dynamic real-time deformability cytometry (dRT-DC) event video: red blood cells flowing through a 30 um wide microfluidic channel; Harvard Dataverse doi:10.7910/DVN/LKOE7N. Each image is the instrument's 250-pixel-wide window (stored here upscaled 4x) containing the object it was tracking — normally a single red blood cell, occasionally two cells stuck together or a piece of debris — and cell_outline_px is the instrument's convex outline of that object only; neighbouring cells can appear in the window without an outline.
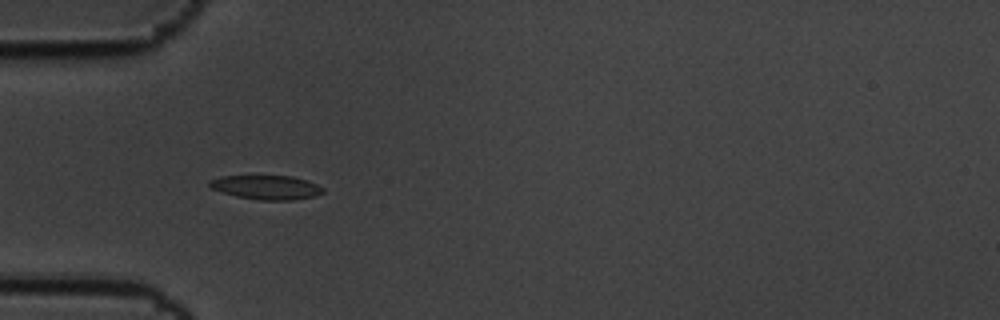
{"species": "common noctule bat (a hibernating species)", "species_latin": "Nyctalus noctula", "temperature_condition": "cold", "stored_images_in_passage": 41, "camera_frame_rate_fps": 3000, "um_per_image_px": 0.085, "animal": {"sex": "male", "body_mass_g": 19.5, "forearm_length_mm": 54.6}, "frame": {"image": 1, "passage_image": 1, "time_ms": 0.0, "image_size_px": [1000, 320], "cell_outline_px": [[324, 192], [316, 196], [292, 200], [260, 200], [236, 196], [212, 188], [208, 184], [208, 180], [220, 176], [292, 176], [316, 184], [324, 188]], "centroid_in_image_um": [22.65, 15.92], "position_along_channel_um": 62.4, "area_um2": 15.84}}
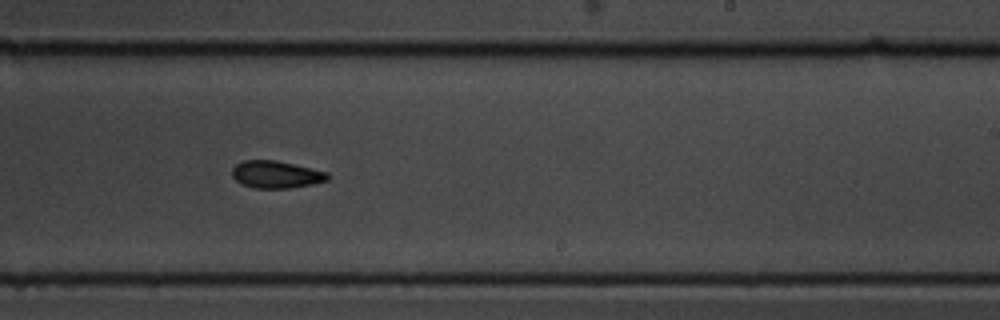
{"frame": {"image": 2, "passage_image": 19, "time_ms": 6.0, "image_size_px": [1000, 320], "cell_outline_px": [[328, 180], [312, 184], [288, 188], [252, 188], [236, 180], [232, 176], [232, 168], [236, 164], [244, 160], [276, 160], [328, 172]], "centroid_in_image_um": [23.45, 14.82], "position_along_channel_um": 265.5, "area_um2": 15.09}}
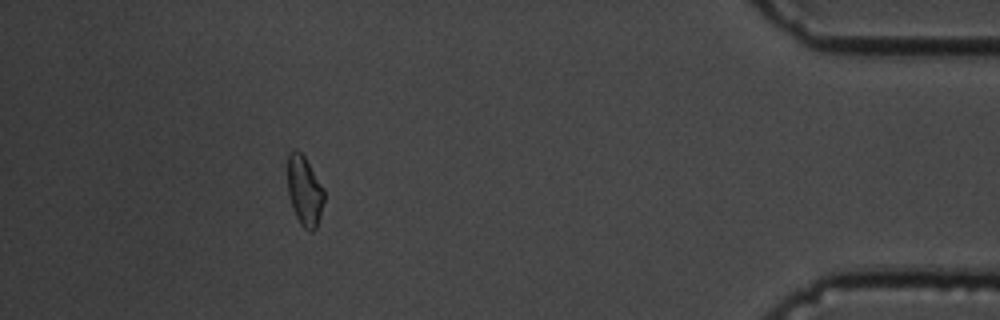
{"frame": {"image": 3, "passage_image": 36, "time_ms": 11.667, "image_size_px": [1000, 320], "cell_outline_px": [[324, 200], [320, 216], [316, 228], [312, 232], [308, 232], [300, 224], [296, 216], [288, 196], [288, 152], [300, 152], [304, 156], [324, 188]], "centroid_in_image_um": [25.89, 16.27], "position_along_channel_um": 409.3, "area_um2": 14.74}, "authors_computed_cell_mechanics": {"area_um2": 15.317, "velocity_mm_per_s": 3.4278, "shape_relaxation_time_tau1_ms": 5.454, "shape_relaxation_time_tau2_ms": 8.0077, "deformation_change_tau1": 0.1083, "deformation_change_tau2": 0.1299}}